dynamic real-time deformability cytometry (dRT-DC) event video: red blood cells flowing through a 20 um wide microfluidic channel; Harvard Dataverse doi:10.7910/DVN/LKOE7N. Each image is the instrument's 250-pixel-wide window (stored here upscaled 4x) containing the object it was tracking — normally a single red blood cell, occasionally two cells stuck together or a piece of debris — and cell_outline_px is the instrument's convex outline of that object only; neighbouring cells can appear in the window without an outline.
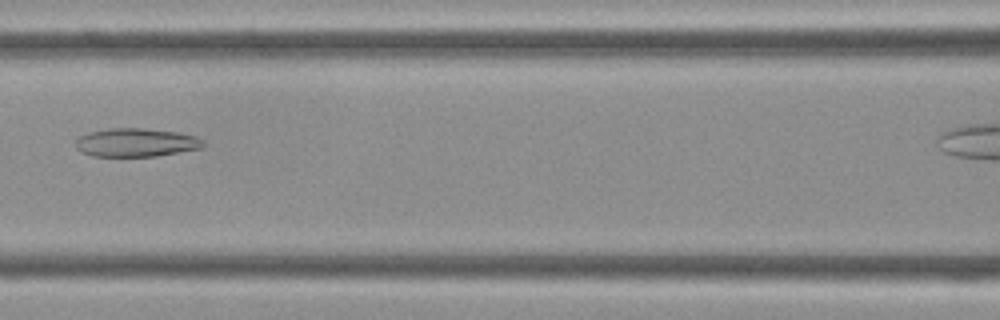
{"species": "Egyptian fruit bat (a non-hibernating species)", "species_latin": "Rousettus aegyptiacus", "temperature_condition": "cold", "stored_images_in_passage": 31, "camera_frame_rate_fps": 3000, "um_per_image_px": 0.085, "frame": {"image": 1, "passage_image": 14, "time_ms": 4.333, "image_size_px": [1000, 320], "cell_outline_px": [[204, 148], [156, 156], [92, 156], [80, 152], [76, 148], [76, 140], [80, 136], [88, 132], [108, 128], [144, 128], [176, 132], [196, 136], [204, 140]], "centroid_in_image_um": [11.57, 12.11], "position_along_channel_um": 155.0, "area_um2": 21.33}}
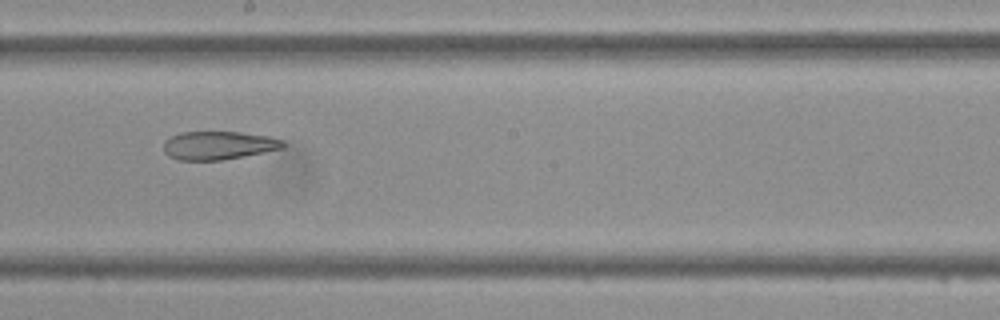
{"frame": {"image": 2, "passage_image": 19, "time_ms": 6.0, "image_size_px": [1000, 320], "cell_outline_px": [[288, 144], [284, 148], [244, 156], [220, 160], [180, 160], [168, 156], [164, 152], [164, 140], [180, 132], [240, 132], [268, 136], [284, 140]], "centroid_in_image_um": [18.6, 12.35], "position_along_channel_um": 229.6, "area_um2": 19.83}}
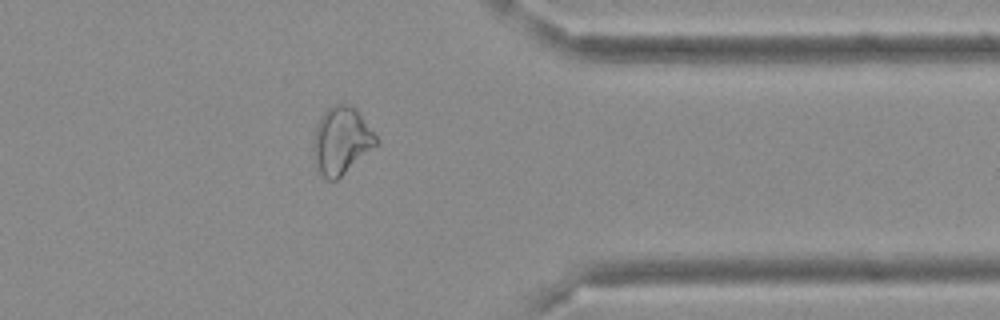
{"frame": {"image": 3, "passage_image": 30, "time_ms": 9.667, "image_size_px": [1000, 320], "cell_outline_px": [[376, 144], [336, 180], [328, 180], [316, 168], [312, 156], [312, 140], [316, 124], [320, 116], [328, 108], [336, 104], [352, 104], [356, 108], [376, 136]], "centroid_in_image_um": [28.94, 11.92], "position_along_channel_um": 382.5, "area_um2": 24.39}}